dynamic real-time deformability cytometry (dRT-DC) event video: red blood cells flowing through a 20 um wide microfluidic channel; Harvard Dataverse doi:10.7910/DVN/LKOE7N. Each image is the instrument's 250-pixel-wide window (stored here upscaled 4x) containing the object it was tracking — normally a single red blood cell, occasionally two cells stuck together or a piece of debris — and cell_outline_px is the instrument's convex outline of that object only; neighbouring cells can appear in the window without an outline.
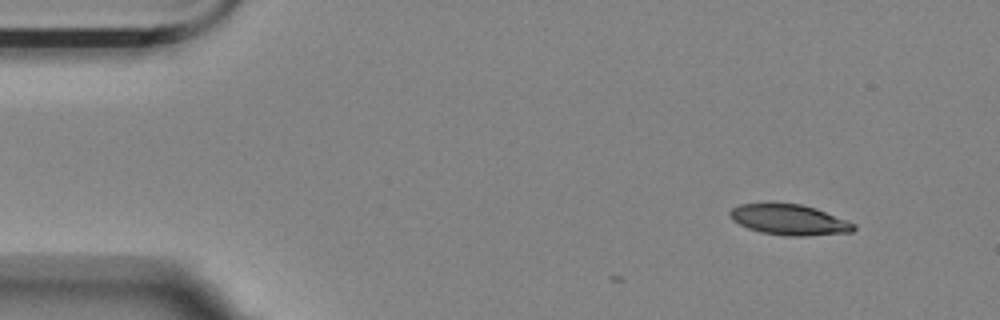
{"species": "Egyptian fruit bat (a non-hibernating species)", "species_latin": "Rousettus aegyptiacus", "temperature_condition": "room temperature", "stored_images_in_passage": 4, "camera_frame_rate_fps": 3000, "um_per_image_px": 0.085, "animal": {"sex": "female"}, "frame": {"image": 1, "passage_image": 1, "time_ms": 0.0, "image_size_px": [1000, 320], "cell_outline_px": [[856, 228], [852, 232], [808, 236], [784, 236], [760, 232], [748, 228], [732, 220], [728, 216], [728, 212], [732, 208], [740, 204], [800, 204], [816, 208], [848, 220], [856, 224]], "centroid_in_image_um": [67.11, 18.69], "position_along_channel_um": 17.9, "area_um2": 22.14}}
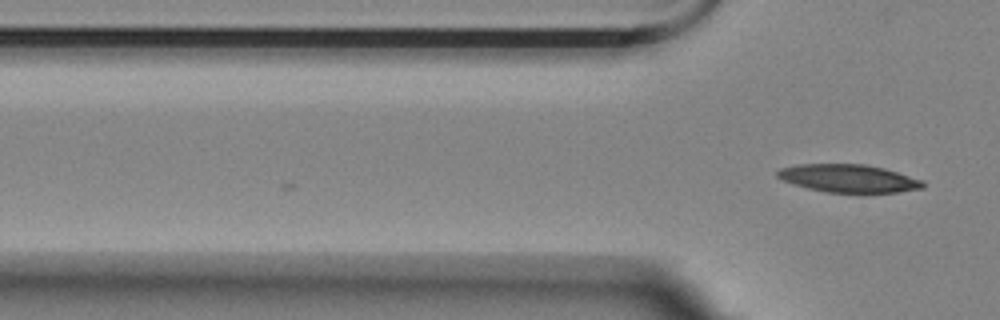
{"frame": {"image": 2, "passage_image": 4, "time_ms": 1.0, "image_size_px": [1000, 320], "cell_outline_px": [[924, 188], [900, 192], [860, 196], [824, 192], [808, 188], [784, 180], [776, 176], [776, 172], [780, 168], [800, 164], [864, 164], [884, 168], [924, 180]], "centroid_in_image_um": [72.21, 15.21], "position_along_channel_um": 53.6, "area_um2": 24.62}}